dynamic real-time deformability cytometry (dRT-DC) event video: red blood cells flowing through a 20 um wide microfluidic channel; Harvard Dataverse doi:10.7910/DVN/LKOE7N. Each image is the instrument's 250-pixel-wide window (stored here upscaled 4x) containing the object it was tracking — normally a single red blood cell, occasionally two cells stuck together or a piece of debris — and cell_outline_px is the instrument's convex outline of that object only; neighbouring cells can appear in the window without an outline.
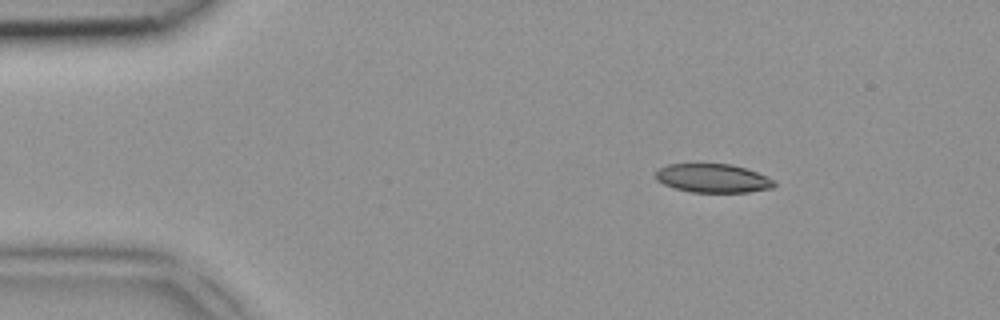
{"species": "common noctule bat (a hibernating species)", "species_latin": "Nyctalus noctula", "temperature_condition": "room temperature", "stored_images_in_passage": 4, "camera_frame_rate_fps": 3000, "um_per_image_px": 0.085, "animal": {"sex": "female", "body_mass_g": 18.4}, "frame": {"image": 1, "passage_image": 1, "time_ms": 0.0, "image_size_px": [1000, 320], "cell_outline_px": [[776, 184], [772, 188], [748, 192], [692, 192], [676, 188], [664, 184], [656, 180], [656, 172], [660, 168], [668, 164], [732, 164], [768, 176], [776, 180]], "centroid_in_image_um": [60.63, 15.15], "position_along_channel_um": 24.4, "area_um2": 19.77}}
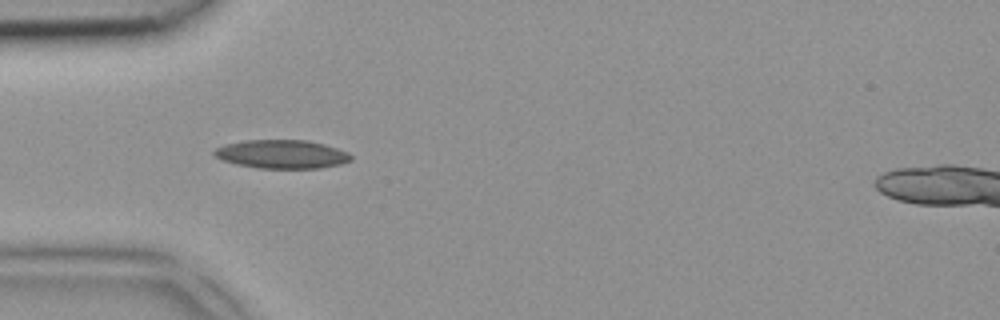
{"frame": {"image": 2, "passage_image": 3, "time_ms": 0.667, "image_size_px": [1000, 320], "cell_outline_px": [[352, 160], [340, 164], [320, 168], [256, 168], [236, 164], [220, 160], [212, 156], [212, 152], [216, 148], [224, 144], [244, 140], [308, 140], [324, 144], [348, 152], [352, 156]], "centroid_in_image_um": [23.9, 13.1], "position_along_channel_um": 61.1, "area_um2": 23.0}}